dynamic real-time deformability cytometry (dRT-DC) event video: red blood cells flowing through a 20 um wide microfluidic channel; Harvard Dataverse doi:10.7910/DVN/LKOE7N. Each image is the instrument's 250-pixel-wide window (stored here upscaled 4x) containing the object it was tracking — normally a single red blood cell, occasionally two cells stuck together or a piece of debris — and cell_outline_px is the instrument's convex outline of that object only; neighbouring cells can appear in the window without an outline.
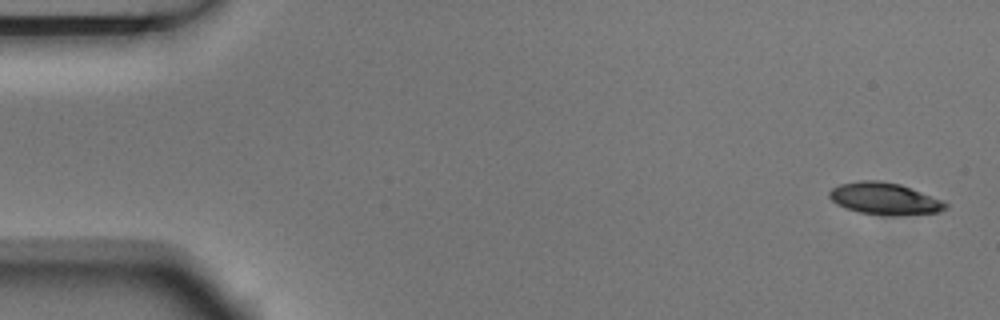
{"species": "Egyptian fruit bat (a non-hibernating species)", "species_latin": "Rousettus aegyptiacus", "temperature_condition": "room temperature", "stored_images_in_passage": 4, "camera_frame_rate_fps": 3000, "um_per_image_px": 0.085, "animal": {"sex": "male"}, "frame": {"image": 1, "passage_image": 1, "time_ms": 0.0, "image_size_px": [1000, 320], "cell_outline_px": [[948, 208], [936, 212], [896, 216], [888, 216], [860, 212], [836, 204], [828, 196], [828, 192], [832, 188], [840, 184], [860, 180], [880, 180], [900, 184], [944, 200], [948, 204]], "centroid_in_image_um": [75.2, 16.88], "position_along_channel_um": 9.8, "area_um2": 21.73}}
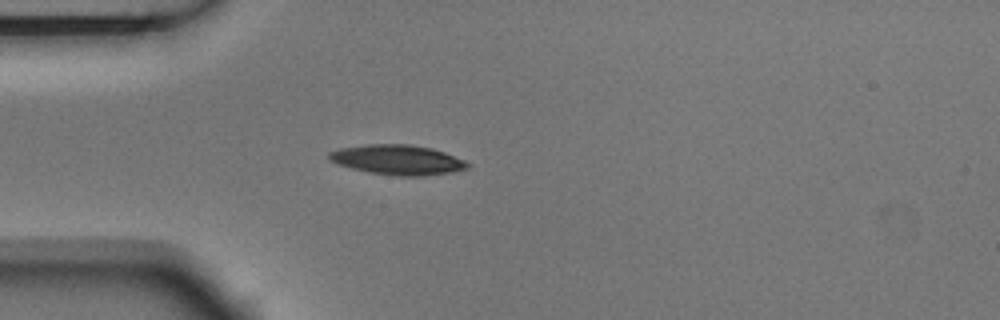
{"frame": {"image": 2, "passage_image": 4, "time_ms": 1.0, "image_size_px": [1000, 320], "cell_outline_px": [[468, 168], [448, 172], [424, 176], [400, 176], [372, 172], [352, 168], [336, 164], [328, 160], [328, 152], [340, 148], [368, 144], [408, 144], [432, 148], [444, 152], [464, 160], [468, 164]], "centroid_in_image_um": [33.75, 13.57], "position_along_channel_um": 51.3, "area_um2": 23.87}}